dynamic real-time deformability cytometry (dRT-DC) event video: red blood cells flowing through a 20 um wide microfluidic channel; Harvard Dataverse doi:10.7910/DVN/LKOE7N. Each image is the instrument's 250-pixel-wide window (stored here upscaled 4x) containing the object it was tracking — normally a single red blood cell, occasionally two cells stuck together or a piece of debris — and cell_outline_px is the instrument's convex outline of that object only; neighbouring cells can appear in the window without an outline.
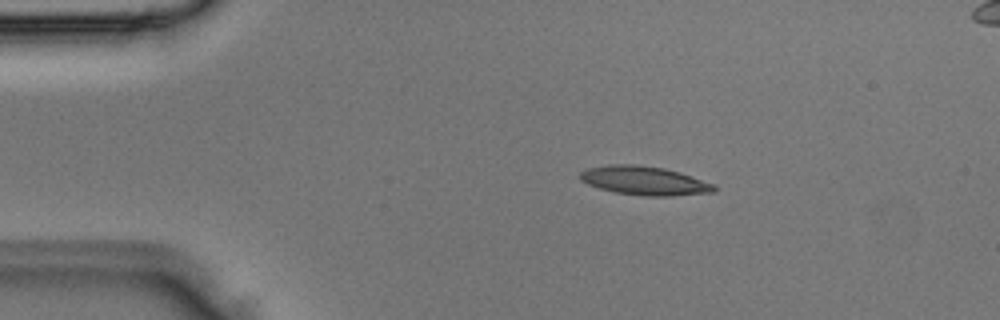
{"species": "Egyptian fruit bat (a non-hibernating species)", "species_latin": "Rousettus aegyptiacus", "temperature_condition": "room temperature", "stored_images_in_passage": 4, "segment_of_instrument_passage": [1, 2], "camera_frame_rate_fps": 3000, "um_per_image_px": 0.085, "animal": {"sex": "male"}, "frame": {"image": 1, "passage_image": 2, "time_ms": 0.333, "image_size_px": [1000, 320], "cell_outline_px": [[716, 192], [672, 196], [644, 196], [616, 192], [600, 188], [588, 184], [580, 180], [580, 172], [588, 168], [608, 164], [632, 164], [664, 168], [680, 172], [716, 184]], "centroid_in_image_um": [54.81, 15.36], "position_along_channel_um": 30.2, "area_um2": 22.6}}